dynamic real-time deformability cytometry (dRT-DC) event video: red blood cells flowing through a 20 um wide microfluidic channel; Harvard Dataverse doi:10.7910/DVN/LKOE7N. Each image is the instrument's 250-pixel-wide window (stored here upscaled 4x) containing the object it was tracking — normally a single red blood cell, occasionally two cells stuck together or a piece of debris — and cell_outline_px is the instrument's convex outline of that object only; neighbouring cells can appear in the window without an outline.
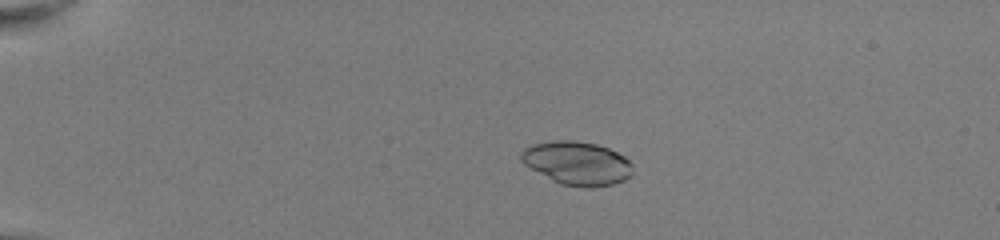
{"species": "common noctule bat (a hibernating species)", "species_latin": "Nyctalus noctula", "temperature_condition": "room temperature", "stored_images_in_passage": 40, "camera_frame_rate_fps": 3000, "um_per_image_px": 0.085, "animal": {"sex": "female", "body_mass_g": 22.0, "forearm_length_mm": 56.7}, "frame": {"image": 1, "passage_image": 1, "time_ms": 0.0, "image_size_px": [1000, 240], "cell_outline_px": [[632, 172], [624, 180], [612, 184], [592, 188], [588, 188], [560, 184], [552, 180], [524, 164], [520, 160], [520, 152], [524, 148], [532, 144], [552, 140], [576, 140], [596, 144], [608, 148], [624, 156], [632, 164]], "centroid_in_image_um": [49.03, 13.86], "position_along_channel_um": 36.0, "area_um2": 28.32}}
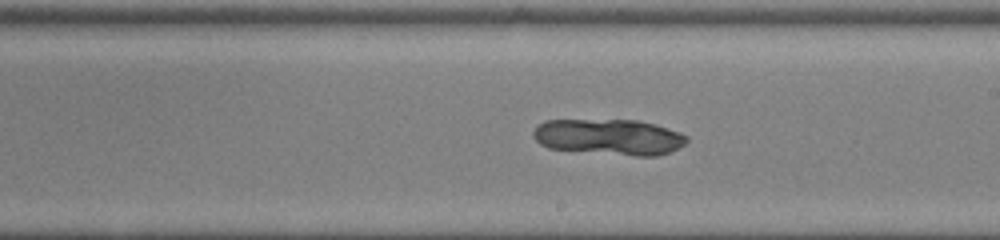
{"frame": {"image": 2, "passage_image": 21, "time_ms": 6.667, "image_size_px": [1000, 240], "cell_outline_px": [[688, 140], [684, 144], [668, 152], [656, 156], [636, 156], [548, 148], [540, 144], [532, 136], [532, 132], [536, 124], [544, 120], [640, 120], [656, 124], [680, 132], [688, 136]], "centroid_in_image_um": [51.75, 11.63], "position_along_channel_um": 237.3, "area_um2": 32.25}}
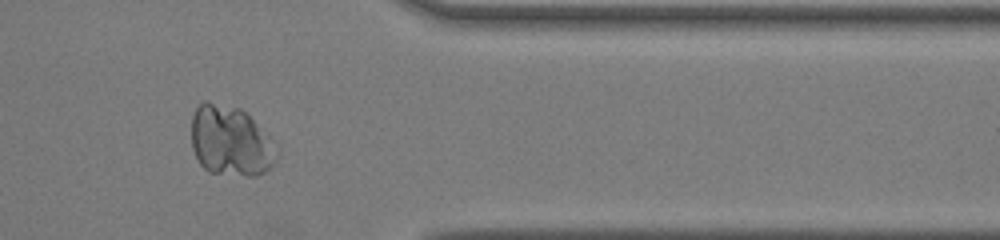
{"frame": {"image": 3, "passage_image": 33, "time_ms": 10.667, "image_size_px": [1000, 240], "cell_outline_px": [[276, 160], [264, 172], [256, 176], [248, 176], [208, 172], [200, 164], [192, 148], [192, 116], [196, 108], [204, 100], [240, 108], [252, 120], [276, 156]], "centroid_in_image_um": [19.47, 12.0], "position_along_channel_um": 391.9, "area_um2": 33.52}}